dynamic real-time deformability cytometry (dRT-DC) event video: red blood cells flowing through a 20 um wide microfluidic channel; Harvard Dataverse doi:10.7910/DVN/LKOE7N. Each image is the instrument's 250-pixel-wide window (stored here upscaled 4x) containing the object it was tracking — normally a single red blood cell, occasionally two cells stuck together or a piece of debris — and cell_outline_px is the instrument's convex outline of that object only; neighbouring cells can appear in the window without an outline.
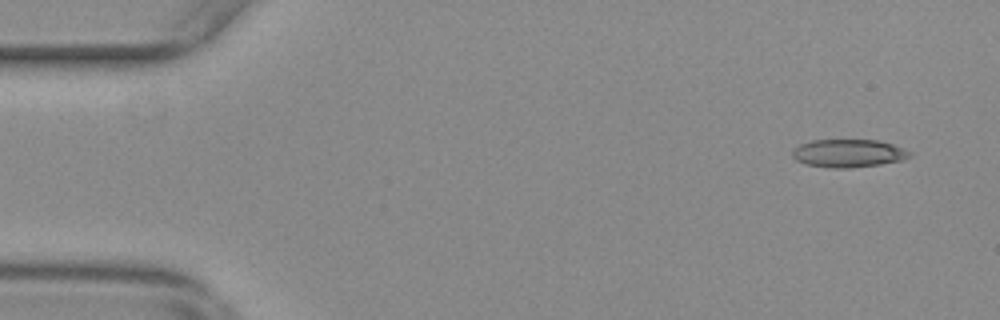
{"species": "common noctule bat (a hibernating species)", "species_latin": "Nyctalus noctula", "temperature_condition": "warm", "stored_images_in_passage": 28, "camera_frame_rate_fps": 3000, "um_per_image_px": 0.085, "animal": {"sex": "female", "body_mass_g": 29.2, "forearm_length_mm": 56.3}, "frame": {"image": 1, "passage_image": 4, "time_ms": 1.0, "image_size_px": [1000, 320], "cell_outline_px": [[912, 156], [900, 160], [880, 164], [848, 168], [832, 168], [804, 164], [796, 160], [792, 156], [792, 148], [800, 144], [812, 140], [876, 140], [892, 144], [912, 152]], "centroid_in_image_um": [72.07, 13.03], "position_along_channel_um": 12.9, "area_um2": 19.13}}
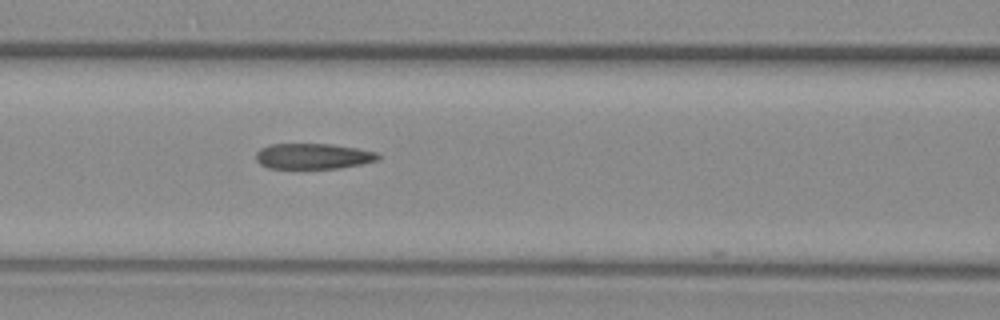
{"frame": {"image": 2, "passage_image": 24, "time_ms": 7.667, "image_size_px": [1000, 320], "cell_outline_px": [[380, 160], [340, 168], [268, 168], [260, 164], [256, 160], [256, 152], [260, 148], [268, 144], [332, 144], [356, 148], [376, 152], [380, 156]], "centroid_in_image_um": [26.6, 13.27], "position_along_channel_um": 140.0, "area_um2": 18.26}}
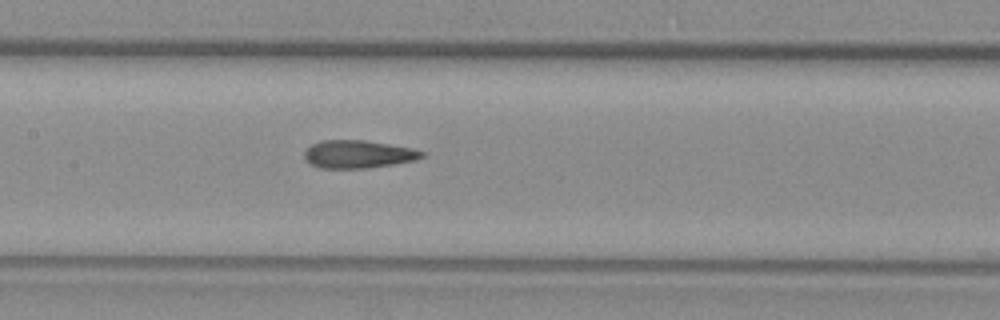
{"frame": {"image": 3, "passage_image": 27, "time_ms": 8.667, "image_size_px": [1000, 320], "cell_outline_px": [[424, 156], [416, 160], [368, 168], [320, 168], [312, 164], [304, 156], [304, 152], [312, 144], [320, 140], [364, 140], [412, 148], [424, 152]], "centroid_in_image_um": [30.44, 13.1], "position_along_channel_um": 177.0, "area_um2": 18.9}}